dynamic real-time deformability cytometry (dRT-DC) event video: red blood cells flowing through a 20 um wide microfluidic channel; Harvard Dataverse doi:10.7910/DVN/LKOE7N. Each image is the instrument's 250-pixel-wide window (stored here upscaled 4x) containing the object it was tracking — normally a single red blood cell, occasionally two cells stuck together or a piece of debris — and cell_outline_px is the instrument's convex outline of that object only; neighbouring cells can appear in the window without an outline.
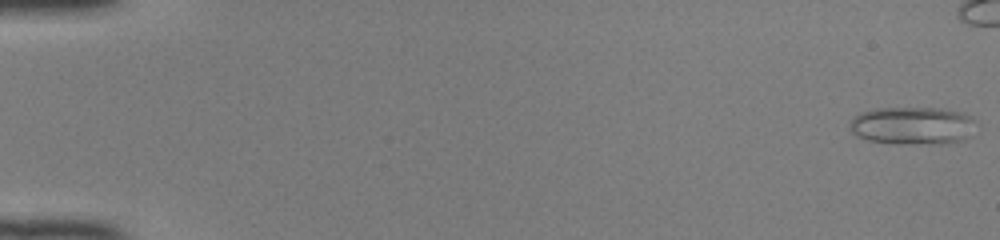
{"species": "common noctule bat (a hibernating species)", "species_latin": "Nyctalus noctula", "temperature_condition": "room temperature", "stored_images_in_passage": 44, "camera_frame_rate_fps": 3000, "um_per_image_px": 0.085, "animal": {"sex": "female", "body_mass_g": 22.0, "forearm_length_mm": 56.7}, "frame": {"image": 1, "passage_image": 1, "time_ms": 0.0, "image_size_px": [1000, 240], "cell_outline_px": [[972, 120], [968, 136], [964, 140], [948, 144], [896, 144], [868, 140], [856, 136], [852, 132], [848, 124], [860, 112], [880, 108], [940, 108], [960, 112], [972, 116]], "centroid_in_image_um": [77.51, 10.69], "position_along_channel_um": 7.5, "area_um2": 27.74}}
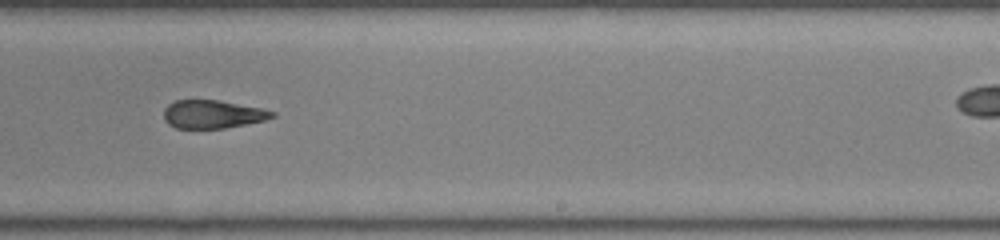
{"frame": {"image": 2, "passage_image": 32, "time_ms": 10.333, "image_size_px": [1000, 240], "cell_outline_px": [[276, 116], [264, 120], [224, 128], [176, 128], [168, 124], [164, 120], [164, 108], [168, 104], [176, 100], [220, 100], [260, 108], [276, 112]], "centroid_in_image_um": [18.05, 9.7], "position_along_channel_um": 271.0, "area_um2": 17.74}}
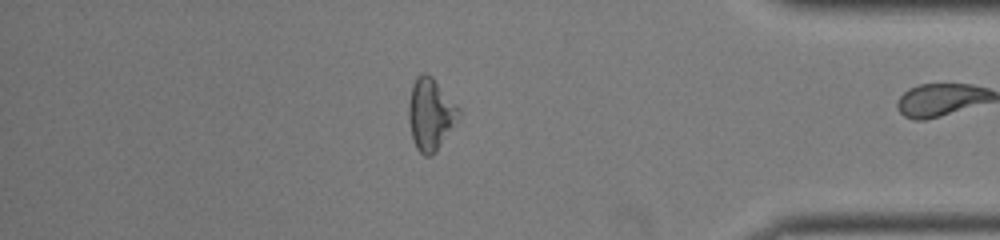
{"frame": {"image": 3, "passage_image": 43, "time_ms": 14.0, "image_size_px": [1000, 240], "cell_outline_px": [[460, 116], [436, 152], [432, 156], [424, 156], [416, 148], [412, 140], [408, 120], [408, 104], [412, 84], [416, 76], [420, 72], [424, 72], [432, 76], [460, 108]], "centroid_in_image_um": [36.57, 9.7], "position_along_channel_um": 398.6, "area_um2": 21.27}}